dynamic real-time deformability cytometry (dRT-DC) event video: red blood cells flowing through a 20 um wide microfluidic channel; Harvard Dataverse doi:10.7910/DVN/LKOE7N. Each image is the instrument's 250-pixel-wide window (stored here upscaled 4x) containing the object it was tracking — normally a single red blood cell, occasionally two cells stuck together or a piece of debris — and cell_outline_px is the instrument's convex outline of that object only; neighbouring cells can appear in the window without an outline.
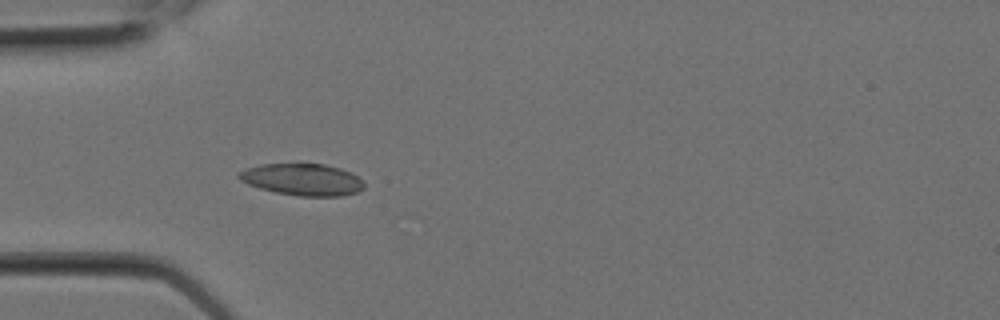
{"species": "Egyptian fruit bat (a non-hibernating species)", "species_latin": "Rousettus aegyptiacus", "temperature_condition": "room temperature", "stored_images_in_passage": 3, "camera_frame_rate_fps": 3000, "um_per_image_px": 0.085, "animal": {"sex": "female"}, "frame": {"image": 1, "passage_image": 3, "time_ms": 0.667, "image_size_px": [1000, 320], "cell_outline_px": [[364, 188], [356, 192], [344, 196], [300, 196], [276, 192], [260, 188], [248, 184], [240, 180], [236, 176], [236, 172], [260, 164], [324, 164], [340, 168], [364, 180]], "centroid_in_image_um": [25.69, 15.26], "position_along_channel_um": 59.3, "area_um2": 23.18}}